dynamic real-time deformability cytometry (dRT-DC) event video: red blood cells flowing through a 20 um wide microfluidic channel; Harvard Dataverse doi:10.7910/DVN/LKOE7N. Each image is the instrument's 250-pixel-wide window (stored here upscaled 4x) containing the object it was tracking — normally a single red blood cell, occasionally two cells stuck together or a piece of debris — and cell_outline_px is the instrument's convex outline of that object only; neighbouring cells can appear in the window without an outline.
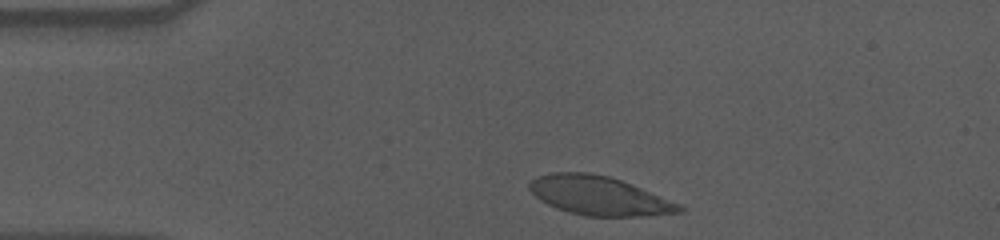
{"species": "human", "species_latin": "Homo sapiens", "temperature_condition": "cold", "stored_images_in_passage": 37, "camera_frame_rate_fps": 3000, "um_per_image_px": 0.085, "donor": {"sex": "male"}, "frame": {"image": 1, "passage_image": 2, "time_ms": 0.333, "image_size_px": [1000, 240], "cell_outline_px": [[684, 212], [648, 216], [584, 216], [568, 212], [556, 208], [540, 200], [528, 188], [528, 184], [536, 176], [552, 172], [588, 172], [608, 176], [620, 180], [684, 204]], "centroid_in_image_um": [50.96, 16.64], "position_along_channel_um": 34.0, "area_um2": 34.28}}
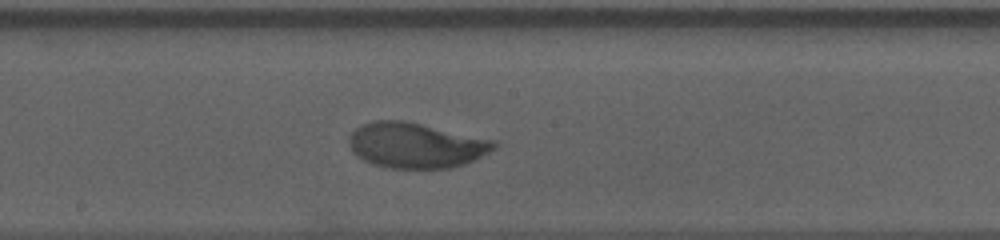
{"frame": {"image": 2, "passage_image": 21, "time_ms": 6.667, "image_size_px": [1000, 240], "cell_outline_px": [[500, 144], [496, 148], [464, 164], [452, 168], [388, 168], [372, 164], [356, 156], [352, 152], [348, 144], [348, 136], [360, 124], [372, 120], [404, 120], [496, 140]], "centroid_in_image_um": [35.32, 12.34], "position_along_channel_um": 212.9, "area_um2": 38.67}}
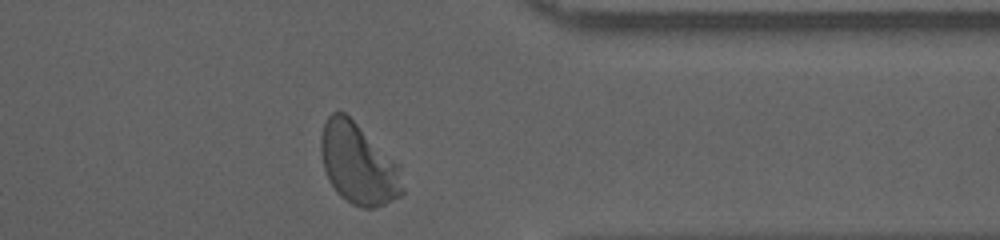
{"frame": {"image": 3, "passage_image": 36, "time_ms": 11.667, "image_size_px": [1000, 240], "cell_outline_px": [[404, 192], [400, 196], [384, 204], [372, 208], [360, 208], [352, 204], [340, 196], [336, 192], [324, 168], [320, 152], [320, 136], [324, 124], [328, 116], [332, 112], [344, 112], [400, 164], [404, 188]], "centroid_in_image_um": [30.47, 13.94], "position_along_channel_um": 380.9, "area_um2": 38.55}, "authors_computed_cell_mechanics": {"area_um2": 37.9168, "velocity_mm_per_s": 3.5332, "shape_relaxation_time_tau1_ms": 5.4616, "shape_relaxation_time_tau2_ms": null, "deformation_change_tau1": 0.1967, "deformation_change_tau2": null}}